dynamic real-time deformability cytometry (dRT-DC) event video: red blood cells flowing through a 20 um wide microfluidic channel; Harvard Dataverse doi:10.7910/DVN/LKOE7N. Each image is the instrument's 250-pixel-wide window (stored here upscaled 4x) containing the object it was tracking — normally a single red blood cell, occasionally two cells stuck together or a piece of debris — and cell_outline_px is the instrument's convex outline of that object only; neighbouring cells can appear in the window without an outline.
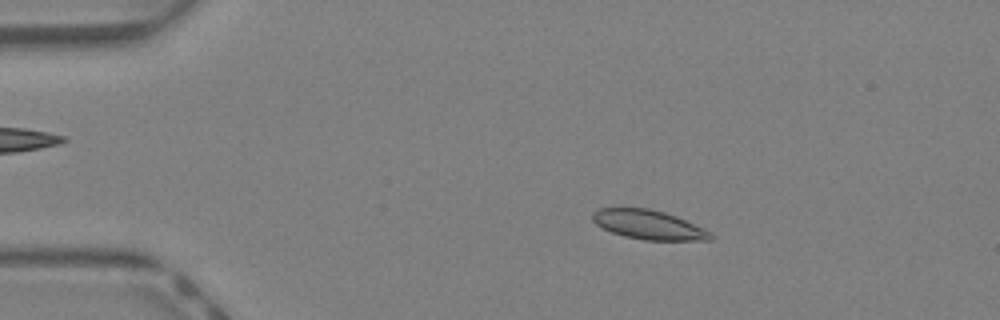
{"species": "Egyptian fruit bat (a non-hibernating species)", "species_latin": "Rousettus aegyptiacus", "temperature_condition": "warm", "stored_images_in_passage": 24, "camera_frame_rate_fps": 3000, "um_per_image_px": 0.085, "animal": {"sex": "female"}, "frame": {"image": 1, "passage_image": 8, "time_ms": 2.333, "image_size_px": [1000, 320], "cell_outline_px": [[712, 240], [644, 240], [624, 236], [612, 232], [596, 224], [592, 220], [592, 212], [600, 208], [648, 208], [664, 212], [676, 216], [712, 232]], "centroid_in_image_um": [55.12, 19.1], "position_along_channel_um": 29.9, "area_um2": 20.0}}
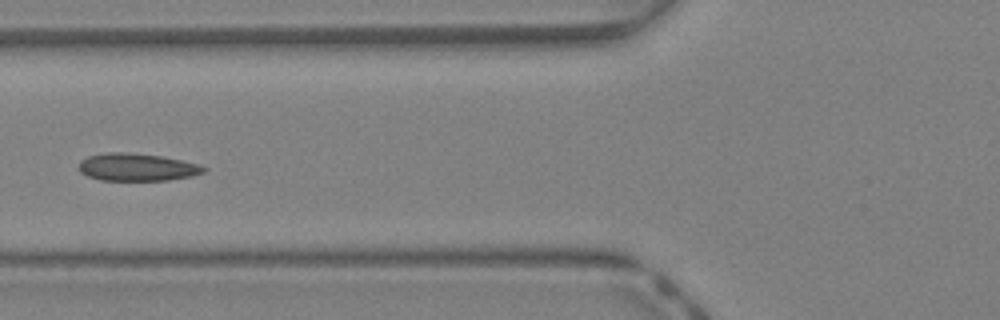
{"frame": {"image": 2, "passage_image": 17, "time_ms": 5.333, "image_size_px": [1000, 320], "cell_outline_px": [[208, 168], [204, 172], [192, 176], [168, 180], [100, 180], [88, 176], [80, 172], [76, 168], [80, 160], [88, 156], [104, 152], [128, 152], [160, 156], [200, 164]], "centroid_in_image_um": [11.61, 14.2], "position_along_channel_um": 114.2, "area_um2": 20.23}}
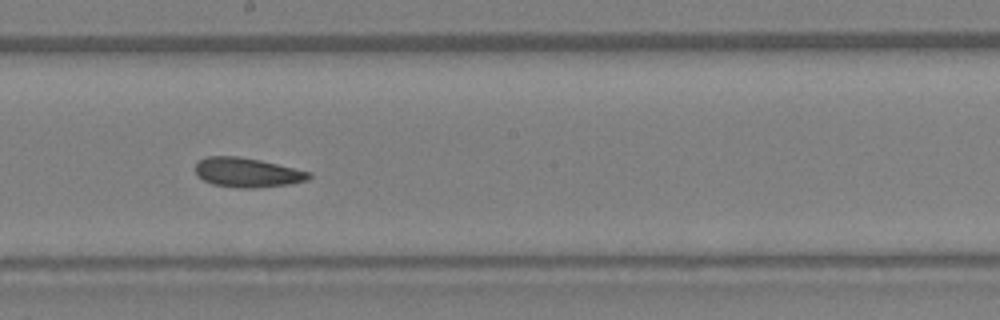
{"frame": {"image": 3, "passage_image": 24, "time_ms": 7.667, "image_size_px": [1000, 320], "cell_outline_px": [[312, 176], [308, 180], [292, 184], [256, 188], [240, 188], [212, 184], [204, 180], [196, 172], [196, 164], [200, 160], [208, 156], [236, 156], [260, 160], [308, 172]], "centroid_in_image_um": [21.02, 14.67], "position_along_channel_um": 227.2, "area_um2": 19.25}}